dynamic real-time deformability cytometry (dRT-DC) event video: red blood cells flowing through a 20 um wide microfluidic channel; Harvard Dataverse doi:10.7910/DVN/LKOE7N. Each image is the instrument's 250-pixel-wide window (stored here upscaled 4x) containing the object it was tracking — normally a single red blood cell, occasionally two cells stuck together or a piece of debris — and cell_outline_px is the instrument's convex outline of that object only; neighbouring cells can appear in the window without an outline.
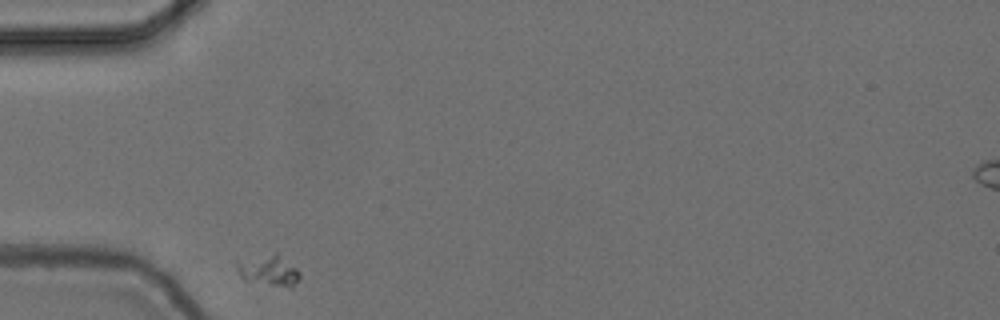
{"species": "common noctule bat (a hibernating species)", "species_latin": "Nyctalus noctula", "temperature_condition": "cold", "stored_images_in_passage": 35, "camera_frame_rate_fps": 3000, "um_per_image_px": 0.085, "animal": {"sex": "female", "body_mass_g": 24.6, "forearm_length_mm": 56.2}, "frame": {"image": 1, "passage_image": 1, "time_ms": 0.0, "image_size_px": [1000, 320], "cell_outline_px": [[300, 276], [292, 288], [288, 288], [244, 280], [240, 276], [236, 268], [236, 260], [276, 252], [280, 252], [300, 272]], "centroid_in_image_um": [22.84, 22.96], "position_along_channel_um": 62.2, "area_um2": 11.68}}
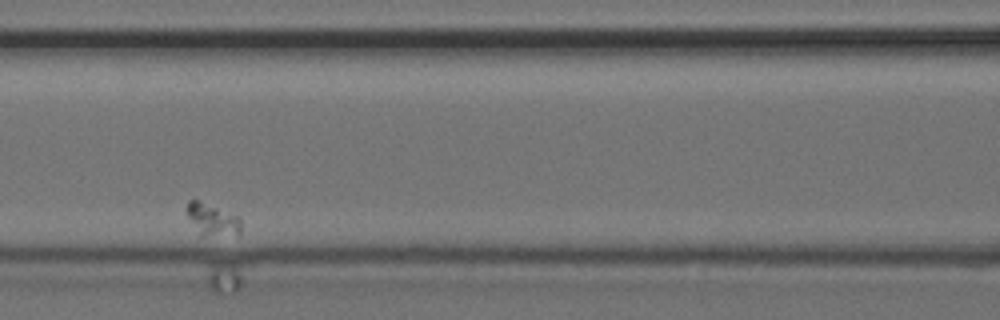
{"frame": {"image": 2, "passage_image": 11, "time_ms": 3.333, "image_size_px": [1000, 320], "cell_outline_px": [[240, 232], [236, 236], [200, 236], [188, 216], [188, 200], [200, 200], [240, 216]], "centroid_in_image_um": [18.09, 18.68], "position_along_channel_um": 148.5, "area_um2": 10.29}}
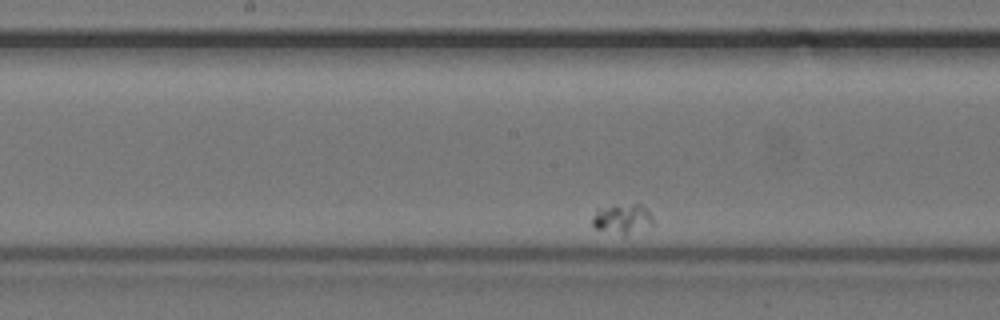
{"frame": {"image": 3, "passage_image": 16, "time_ms": 5.0, "image_size_px": [1000, 320], "cell_outline_px": [[652, 224], [624, 236], [596, 228], [592, 224], [592, 216], [600, 208], [632, 204], [640, 204], [652, 216]], "centroid_in_image_um": [52.87, 18.62], "position_along_channel_um": 195.3, "area_um2": 10.12}}